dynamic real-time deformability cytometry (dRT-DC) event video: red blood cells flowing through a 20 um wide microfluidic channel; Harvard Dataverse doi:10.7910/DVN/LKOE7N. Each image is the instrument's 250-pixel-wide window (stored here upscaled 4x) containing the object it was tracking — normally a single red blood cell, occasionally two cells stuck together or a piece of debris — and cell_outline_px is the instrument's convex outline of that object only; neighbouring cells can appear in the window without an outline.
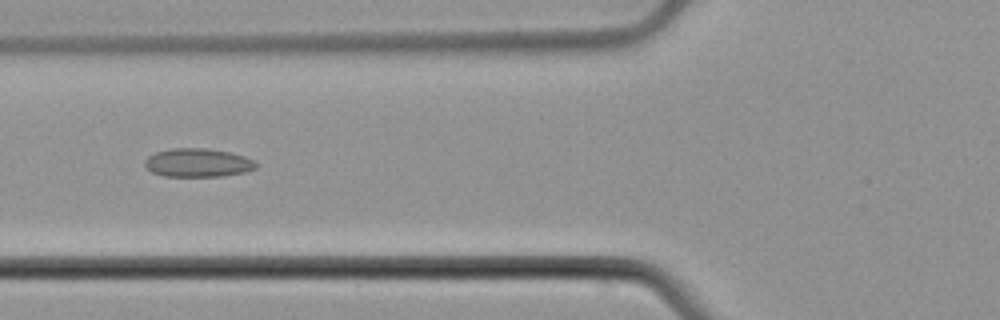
{"species": "common noctule bat (a hibernating species)", "species_latin": "Nyctalus noctula", "temperature_condition": "cold", "stored_images_in_passage": 6, "camera_frame_rate_fps": 3000, "um_per_image_px": 0.085, "animal": {"sex": "male", "body_mass_g": 21.5, "forearm_length_mm": 52.0}, "frame": {"image": 1, "passage_image": 5, "time_ms": 5.667, "image_size_px": [1000, 320], "cell_outline_px": [[256, 168], [244, 172], [220, 176], [164, 176], [152, 172], [144, 164], [144, 160], [148, 156], [156, 152], [168, 148], [208, 148], [228, 152], [244, 156], [252, 160], [256, 164]], "centroid_in_image_um": [16.77, 13.82], "position_along_channel_um": 109.0, "area_um2": 18.38}}
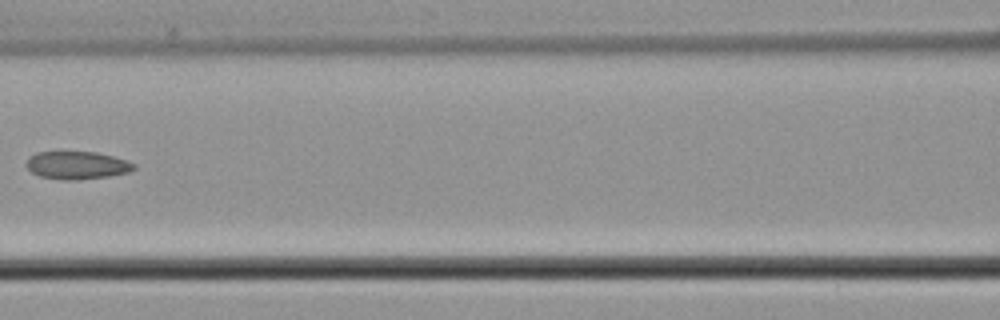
{"frame": {"image": 2, "passage_image": 6, "time_ms": 7.0, "image_size_px": [1000, 320], "cell_outline_px": [[136, 168], [128, 172], [108, 176], [72, 180], [64, 180], [40, 176], [32, 172], [28, 168], [28, 156], [36, 152], [96, 152], [112, 156], [136, 164]], "centroid_in_image_um": [6.54, 14.04], "position_along_channel_um": 160.1, "area_um2": 17.17}}